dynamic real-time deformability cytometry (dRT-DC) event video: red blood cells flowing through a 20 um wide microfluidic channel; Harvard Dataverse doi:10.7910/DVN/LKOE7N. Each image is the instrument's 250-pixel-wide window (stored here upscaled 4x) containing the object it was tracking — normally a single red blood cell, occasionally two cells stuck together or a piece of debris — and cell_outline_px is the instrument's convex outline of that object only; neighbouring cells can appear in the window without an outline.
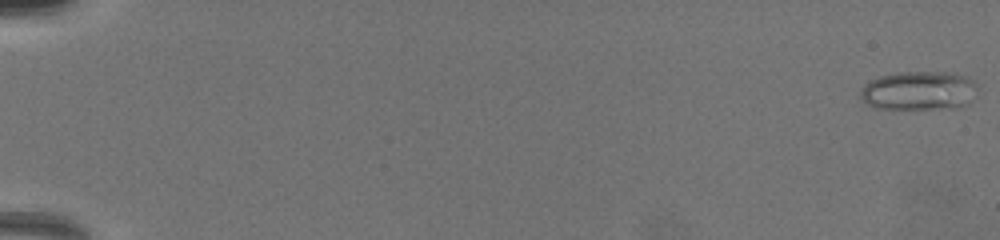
{"species": "common noctule bat (a hibernating species)", "species_latin": "Nyctalus noctula", "temperature_condition": "warm", "stored_images_in_passage": 31, "camera_frame_rate_fps": 3000, "um_per_image_px": 0.085, "animal": {"sex": "female", "body_mass_g": 19.5, "forearm_length_mm": 54.1}, "frame": {"image": 1, "passage_image": 1, "time_ms": 0.0, "image_size_px": [1000, 240], "cell_outline_px": [[976, 88], [968, 104], [956, 108], [876, 108], [868, 104], [860, 96], [860, 92], [864, 84], [880, 76], [900, 72], [944, 72], [964, 76], [972, 80], [976, 84]], "centroid_in_image_um": [78.09, 7.7], "position_along_channel_um": 6.9, "area_um2": 26.13}}
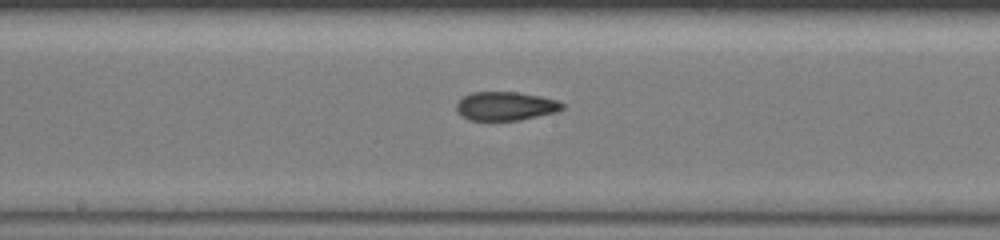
{"frame": {"image": 2, "passage_image": 21, "time_ms": 10.0, "image_size_px": [1000, 240], "cell_outline_px": [[564, 108], [556, 112], [520, 120], [468, 120], [456, 112], [456, 104], [464, 96], [472, 92], [516, 92], [540, 96], [556, 100], [564, 104]], "centroid_in_image_um": [42.95, 9.02], "position_along_channel_um": 205.2, "area_um2": 17.69}}
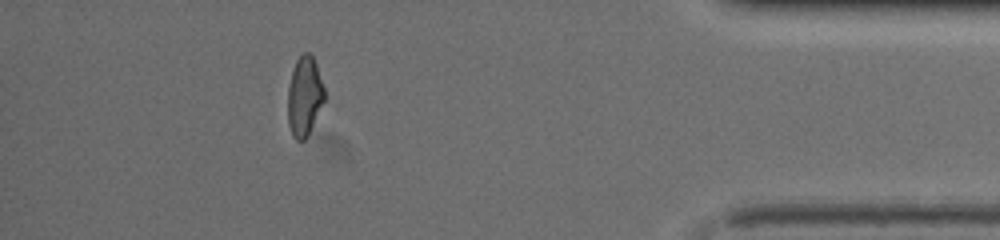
{"frame": {"image": 3, "passage_image": 30, "time_ms": 16.0, "image_size_px": [1000, 240], "cell_outline_px": [[324, 100], [308, 136], [304, 140], [296, 140], [292, 136], [288, 124], [288, 88], [292, 72], [296, 60], [304, 52], [308, 52], [312, 56], [316, 64], [324, 88]], "centroid_in_image_um": [25.87, 8.21], "position_along_channel_um": 409.3, "area_um2": 16.82}}